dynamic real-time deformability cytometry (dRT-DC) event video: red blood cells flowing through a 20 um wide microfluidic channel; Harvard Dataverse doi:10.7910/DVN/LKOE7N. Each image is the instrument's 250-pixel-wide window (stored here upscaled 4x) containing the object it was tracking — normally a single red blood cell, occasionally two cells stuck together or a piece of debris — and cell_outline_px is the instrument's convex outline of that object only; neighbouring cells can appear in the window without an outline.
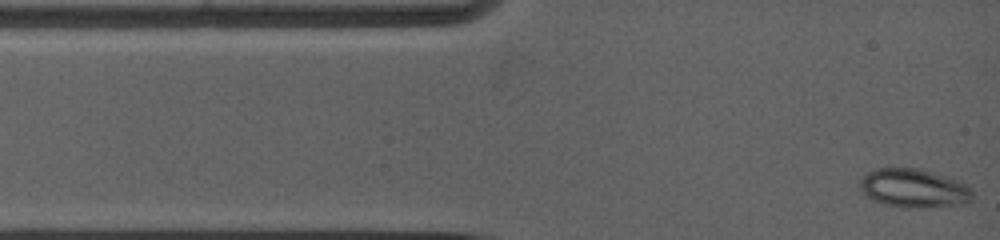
{"species": "common noctule bat (a hibernating species)", "species_latin": "Nyctalus noctula", "temperature_condition": "warm", "stored_images_in_passage": 6, "camera_frame_rate_fps": 5000, "um_per_image_px": 0.085, "animal": {"sex": "female", "body_mass_g": 19.0, "forearm_length_mm": 53.3}, "frame": {"image": 1, "passage_image": 1, "time_ms": 0.0, "image_size_px": [1000, 240], "cell_outline_px": [[972, 200], [960, 204], [920, 208], [900, 208], [872, 200], [860, 188], [860, 180], [868, 172], [876, 168], [920, 168], [948, 176], [960, 180], [968, 184], [972, 192]], "centroid_in_image_um": [77.71, 15.99], "position_along_channel_um": 7.3, "area_um2": 25.61}}